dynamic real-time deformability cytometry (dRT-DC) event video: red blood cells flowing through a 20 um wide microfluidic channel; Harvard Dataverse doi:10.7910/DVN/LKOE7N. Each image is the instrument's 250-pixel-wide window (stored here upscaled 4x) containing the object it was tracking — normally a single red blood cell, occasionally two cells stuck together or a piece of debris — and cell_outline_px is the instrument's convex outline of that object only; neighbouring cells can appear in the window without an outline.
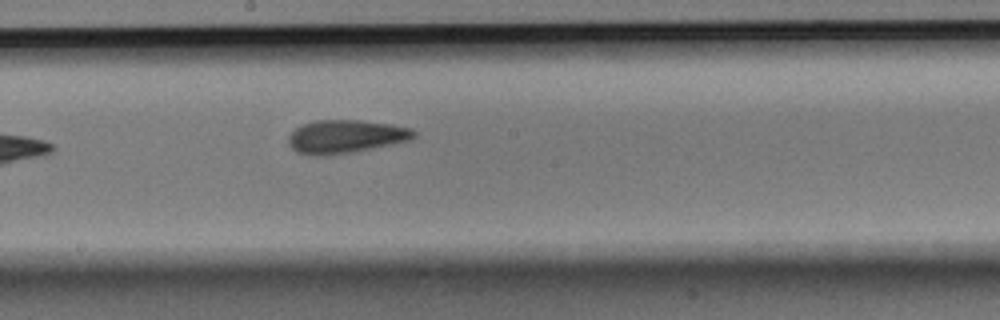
{"species": "Egyptian fruit bat (a non-hibernating species)", "species_latin": "Rousettus aegyptiacus", "temperature_condition": "room temperature", "stored_images_in_passage": 8, "segment_of_instrument_passage": [1, 2], "camera_frame_rate_fps": 3000, "um_per_image_px": 0.085, "animal": {"sex": "male"}, "frame": {"image": 1, "passage_image": 6, "time_ms": 1.667, "image_size_px": [1000, 320], "cell_outline_px": [[416, 136], [412, 140], [352, 152], [320, 156], [312, 156], [296, 152], [288, 144], [288, 136], [300, 124], [316, 120], [360, 120], [392, 124], [412, 128], [416, 132]], "centroid_in_image_um": [29.38, 11.6], "position_along_channel_um": 218.8, "area_um2": 24.57}}